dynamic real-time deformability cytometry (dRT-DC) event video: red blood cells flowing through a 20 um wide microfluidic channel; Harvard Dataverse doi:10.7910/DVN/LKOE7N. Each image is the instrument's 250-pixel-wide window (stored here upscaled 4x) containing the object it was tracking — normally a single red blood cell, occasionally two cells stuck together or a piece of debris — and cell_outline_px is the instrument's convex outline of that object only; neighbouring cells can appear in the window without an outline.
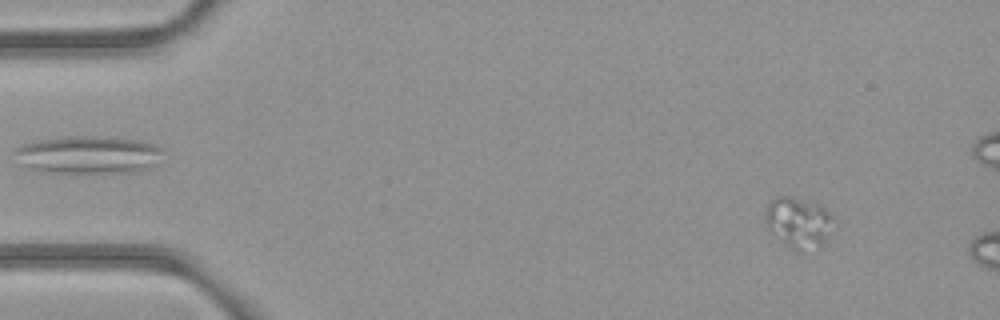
{"species": "common noctule bat (a hibernating species)", "species_latin": "Nyctalus noctula", "temperature_condition": "room temperature", "stored_images_in_passage": 6, "camera_frame_rate_fps": 3000, "um_per_image_px": 0.085, "animal": {"sex": "female", "body_mass_g": 21.9}, "frame": {"image": 1, "passage_image": 1, "time_ms": 0.0, "image_size_px": [1000, 320], "cell_outline_px": [[832, 216], [824, 240], [820, 244], [800, 256], [788, 248], [768, 228], [764, 220], [768, 204], [776, 196], [792, 196], [816, 204], [824, 208]], "centroid_in_image_um": [67.78, 18.95], "position_along_channel_um": 17.2, "area_um2": 19.83}}
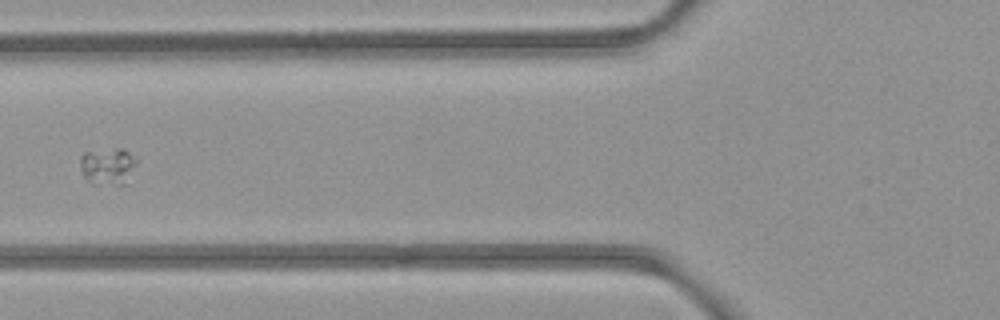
{"frame": {"image": 2, "passage_image": 5, "time_ms": 5.333, "image_size_px": [1000, 320], "cell_outline_px": [[136, 164], [132, 184], [120, 184], [88, 180], [84, 176], [80, 168], [80, 156], [84, 152], [112, 148], [124, 148], [136, 160]], "centroid_in_image_um": [9.23, 14.1], "position_along_channel_um": 116.6, "area_um2": 12.2}}
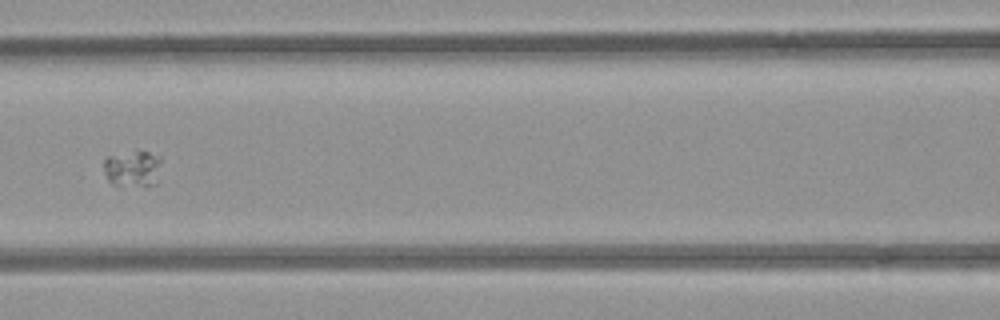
{"frame": {"image": 3, "passage_image": 6, "time_ms": 6.333, "image_size_px": [1000, 320], "cell_outline_px": [[160, 160], [156, 184], [144, 188], [112, 184], [108, 180], [104, 172], [104, 160], [108, 156], [136, 152], [148, 152], [160, 156]], "centroid_in_image_um": [11.27, 14.39], "position_along_channel_um": 155.3, "area_um2": 12.2}}